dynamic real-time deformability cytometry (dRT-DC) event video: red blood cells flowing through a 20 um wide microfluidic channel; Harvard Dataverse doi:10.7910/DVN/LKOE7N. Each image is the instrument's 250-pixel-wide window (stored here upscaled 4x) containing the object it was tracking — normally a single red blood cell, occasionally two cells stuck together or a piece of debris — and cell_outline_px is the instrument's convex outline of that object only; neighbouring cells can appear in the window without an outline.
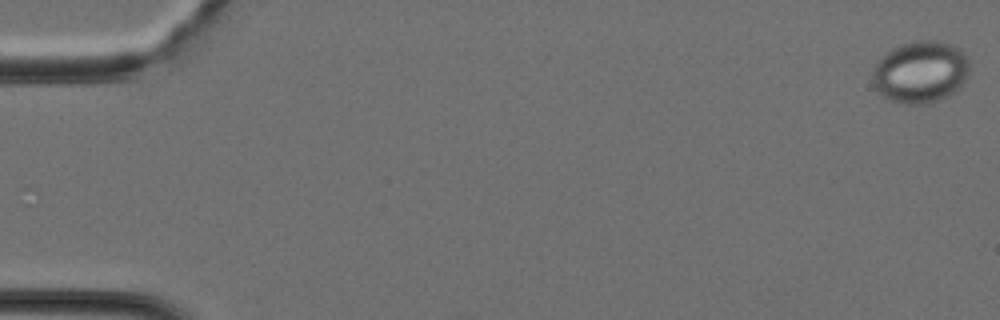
{"species": "Egyptian fruit bat (a non-hibernating species)", "species_latin": "Rousettus aegyptiacus", "temperature_condition": "cold", "stored_images_in_passage": 41, "camera_frame_rate_fps": 3000, "um_per_image_px": 0.085, "animal": {"sex": "female"}, "frame": {"image": 1, "passage_image": 1, "time_ms": 0.0, "image_size_px": [1000, 320], "cell_outline_px": [[968, 76], [960, 88], [948, 96], [924, 104], [904, 104], [892, 100], [876, 92], [872, 84], [872, 72], [876, 60], [880, 56], [892, 48], [912, 40], [940, 40], [956, 48], [968, 60]], "centroid_in_image_um": [78.18, 6.11], "position_along_channel_um": 6.8, "area_um2": 35.26}}
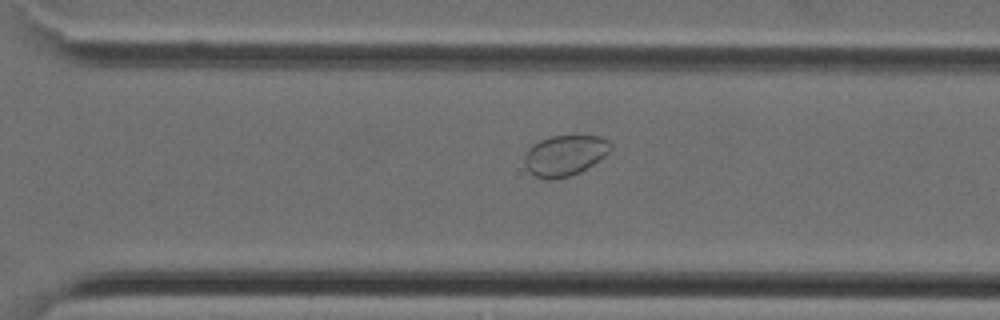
{"frame": {"image": 2, "passage_image": 29, "time_ms": 9.333, "image_size_px": [1000, 320], "cell_outline_px": [[612, 148], [600, 160], [580, 172], [568, 176], [552, 180], [548, 180], [536, 176], [528, 172], [524, 164], [524, 156], [528, 148], [532, 144], [540, 140], [552, 136], [600, 136], [608, 140], [612, 144]], "centroid_in_image_um": [47.99, 13.21], "position_along_channel_um": 322.6, "area_um2": 20.52}}
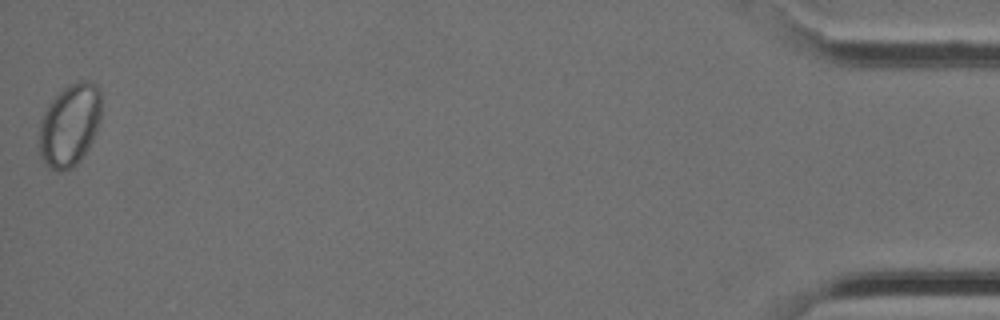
{"frame": {"image": 3, "passage_image": 41, "time_ms": 13.333, "image_size_px": [1000, 320], "cell_outline_px": [[100, 120], [96, 132], [88, 148], [80, 160], [72, 168], [64, 172], [60, 172], [44, 164], [40, 156], [40, 120], [52, 100], [68, 84], [80, 80], [92, 80], [100, 88]], "centroid_in_image_um": [5.94, 10.62], "position_along_channel_um": 429.3, "area_um2": 29.88}}